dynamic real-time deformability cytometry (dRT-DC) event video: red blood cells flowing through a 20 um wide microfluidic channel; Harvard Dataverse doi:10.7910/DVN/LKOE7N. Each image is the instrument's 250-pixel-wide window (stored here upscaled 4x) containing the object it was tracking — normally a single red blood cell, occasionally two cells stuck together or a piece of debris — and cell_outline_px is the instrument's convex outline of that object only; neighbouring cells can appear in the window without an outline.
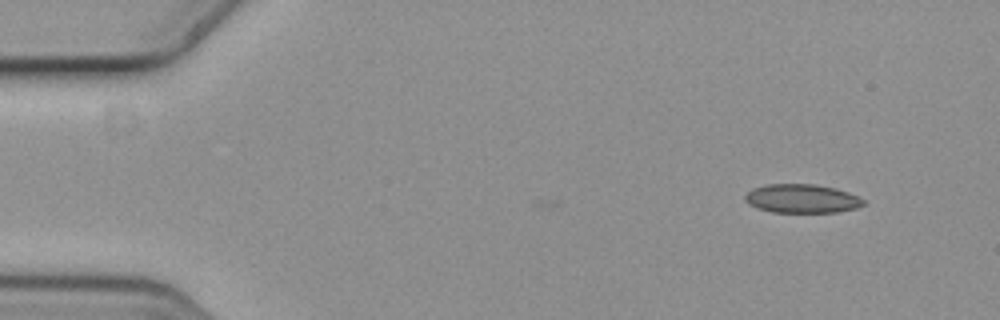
{"species": "common noctule bat (a hibernating species)", "species_latin": "Nyctalus noctula", "temperature_condition": "cold", "stored_images_in_passage": 5, "camera_frame_rate_fps": 3000, "um_per_image_px": 0.085, "animal": {"sex": "female", "body_mass_g": 19.3, "forearm_length_mm": 54.1}, "frame": {"image": 1, "passage_image": 1, "time_ms": 0.0, "image_size_px": [1000, 320], "cell_outline_px": [[864, 204], [856, 208], [836, 212], [772, 212], [748, 204], [744, 200], [744, 196], [752, 188], [768, 184], [816, 184], [836, 188], [860, 196], [864, 200]], "centroid_in_image_um": [68.17, 16.87], "position_along_channel_um": 16.8, "area_um2": 19.88}}